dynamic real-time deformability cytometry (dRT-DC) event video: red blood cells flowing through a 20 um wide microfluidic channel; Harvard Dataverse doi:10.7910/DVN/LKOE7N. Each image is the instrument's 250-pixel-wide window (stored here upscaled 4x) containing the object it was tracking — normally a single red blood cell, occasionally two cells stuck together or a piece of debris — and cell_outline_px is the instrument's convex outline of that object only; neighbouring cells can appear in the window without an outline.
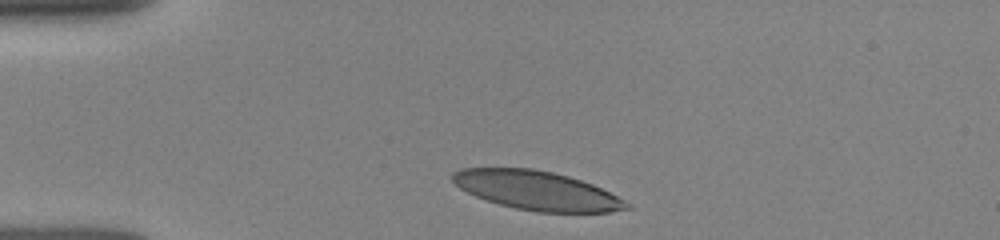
{"species": "human", "species_latin": "Homo sapiens", "temperature_condition": "room temperature", "stored_images_in_passage": 6, "camera_frame_rate_fps": 3000, "um_per_image_px": 0.085, "donor": {"sex": "female"}, "frame": {"image": 1, "passage_image": 1, "time_ms": 0.0, "image_size_px": [1000, 240], "cell_outline_px": [[632, 208], [612, 212], [536, 212], [516, 208], [500, 204], [476, 196], [460, 188], [452, 180], [452, 172], [460, 168], [532, 168], [552, 172], [568, 176], [592, 184], [632, 204]], "centroid_in_image_um": [45.64, 16.19], "position_along_channel_um": 39.4, "area_um2": 39.25}}
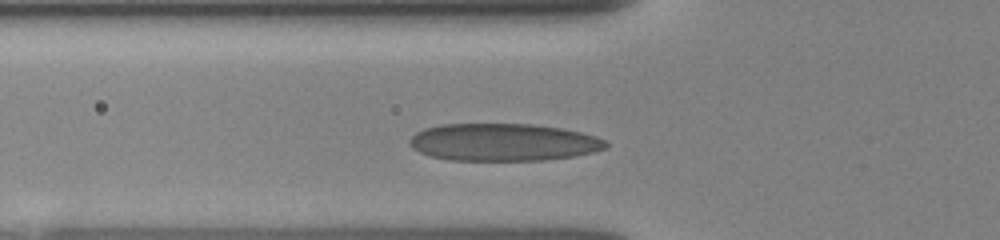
{"frame": {"image": 2, "passage_image": 4, "time_ms": 2.0, "image_size_px": [1000, 240], "cell_outline_px": [[608, 148], [592, 152], [572, 156], [544, 160], [448, 160], [432, 156], [420, 152], [412, 148], [408, 144], [408, 140], [416, 132], [424, 128], [440, 124], [532, 124], [560, 128], [580, 132], [596, 136], [604, 140], [608, 144]], "centroid_in_image_um": [42.75, 12.08], "position_along_channel_um": 83.1, "area_um2": 42.83}}
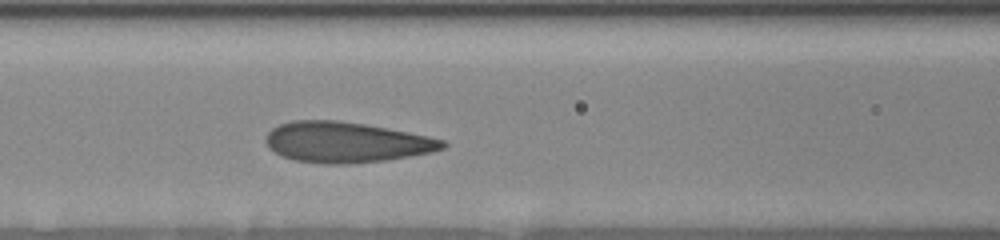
{"frame": {"image": 3, "passage_image": 6, "time_ms": 3.333, "image_size_px": [1000, 240], "cell_outline_px": [[448, 144], [444, 148], [432, 152], [384, 160], [348, 164], [324, 164], [292, 160], [280, 156], [268, 148], [264, 140], [264, 136], [272, 128], [280, 124], [292, 120], [340, 120], [388, 128], [428, 136], [444, 140]], "centroid_in_image_um": [29.36, 12.09], "position_along_channel_um": 137.2, "area_um2": 42.08}}